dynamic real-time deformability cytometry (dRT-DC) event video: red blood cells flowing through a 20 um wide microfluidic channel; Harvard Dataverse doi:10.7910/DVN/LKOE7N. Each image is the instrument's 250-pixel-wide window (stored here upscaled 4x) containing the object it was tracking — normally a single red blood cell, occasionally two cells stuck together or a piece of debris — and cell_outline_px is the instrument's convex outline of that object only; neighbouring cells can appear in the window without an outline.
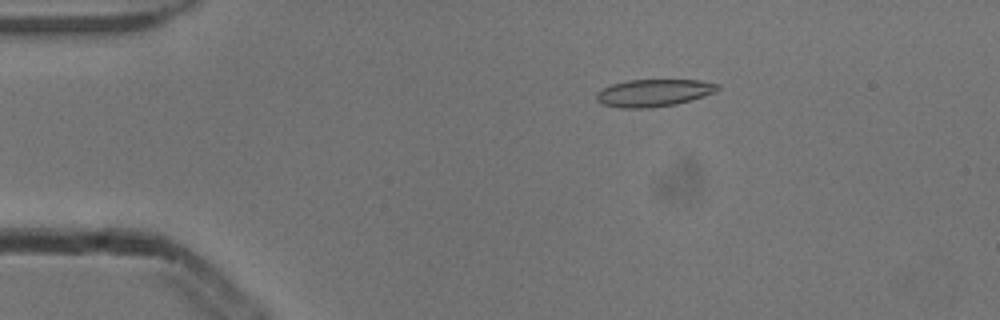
{"species": "common noctule bat (a hibernating species)", "species_latin": "Nyctalus noctula", "temperature_condition": "cold", "stored_images_in_passage": 8, "camera_frame_rate_fps": 3000, "um_per_image_px": 0.085, "animal": {"sex": "male", "body_mass_g": 13.3}, "frame": {"image": 1, "passage_image": 3, "time_ms": 0.667, "image_size_px": [1000, 320], "cell_outline_px": [[720, 88], [716, 92], [692, 100], [676, 104], [652, 108], [620, 108], [604, 104], [596, 100], [596, 92], [600, 88], [612, 84], [628, 80], [700, 80], [720, 84]], "centroid_in_image_um": [55.57, 7.89], "position_along_channel_um": 29.4, "area_um2": 19.54}}
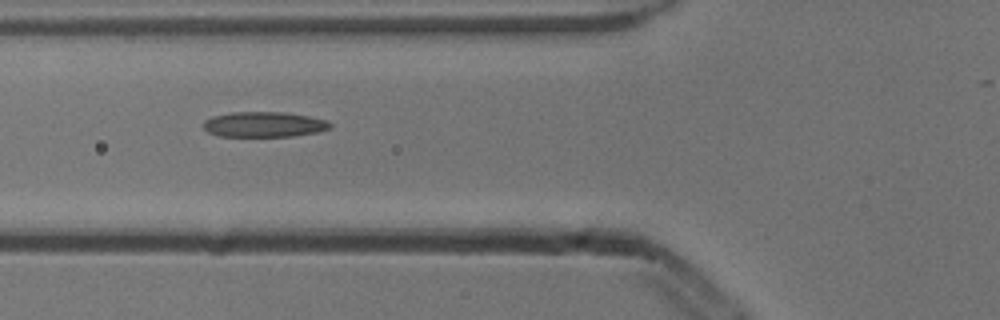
{"frame": {"image": 2, "passage_image": 6, "time_ms": 1.667, "image_size_px": [1000, 320], "cell_outline_px": [[332, 128], [316, 132], [292, 136], [220, 136], [208, 132], [204, 128], [204, 120], [212, 116], [232, 112], [284, 112], [308, 116], [328, 120], [332, 124]], "centroid_in_image_um": [22.46, 10.57], "position_along_channel_um": 103.3, "area_um2": 18.67}}
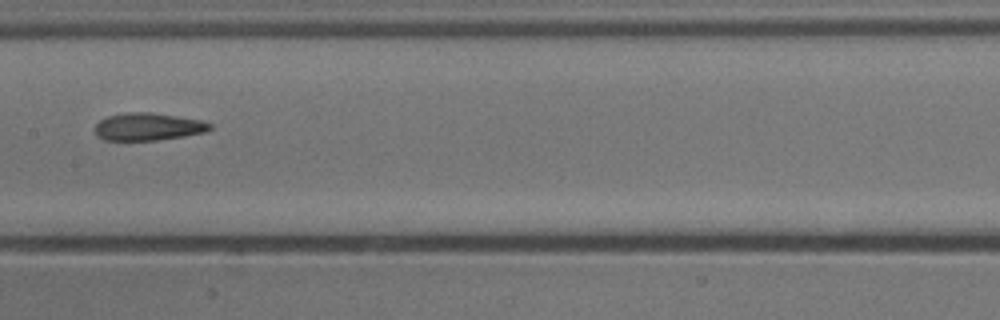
{"frame": {"image": 3, "passage_image": 8, "time_ms": 2.333, "image_size_px": [1000, 320], "cell_outline_px": [[212, 128], [204, 132], [184, 136], [156, 140], [104, 140], [96, 136], [96, 124], [100, 120], [108, 116], [128, 112], [152, 112], [204, 120], [212, 124]], "centroid_in_image_um": [12.61, 10.76], "position_along_channel_um": 194.8, "area_um2": 18.5}}